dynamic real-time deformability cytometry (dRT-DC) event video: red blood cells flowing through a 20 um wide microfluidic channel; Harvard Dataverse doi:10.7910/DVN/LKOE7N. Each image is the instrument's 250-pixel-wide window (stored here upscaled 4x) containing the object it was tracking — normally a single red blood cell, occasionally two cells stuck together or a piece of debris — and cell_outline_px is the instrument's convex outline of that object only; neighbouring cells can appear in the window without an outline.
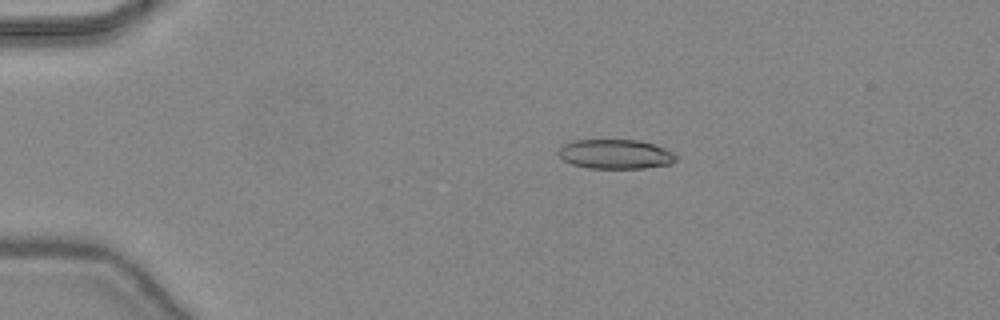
{"species": "common noctule bat (a hibernating species)", "species_latin": "Nyctalus noctula", "temperature_condition": "warm", "stored_images_in_passage": 47, "camera_frame_rate_fps": 3000, "um_per_image_px": 0.085, "animal": {"sex": "female", "body_mass_g": 24.6, "forearm_length_mm": 56.2}, "frame": {"image": 1, "passage_image": 10, "time_ms": 3.0, "image_size_px": [1000, 320], "cell_outline_px": [[676, 160], [668, 164], [644, 168], [588, 168], [572, 164], [564, 160], [556, 152], [564, 144], [572, 140], [640, 140], [664, 148], [672, 152], [676, 156]], "centroid_in_image_um": [52.28, 13.1], "position_along_channel_um": 32.7, "area_um2": 20.06}}
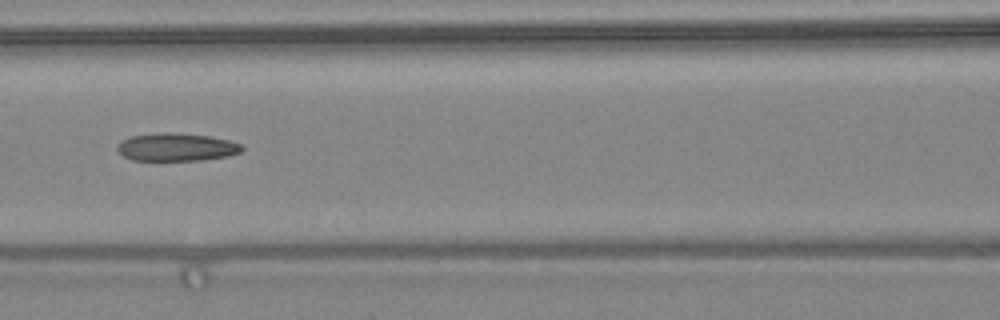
{"frame": {"image": 2, "passage_image": 22, "time_ms": 7.0, "image_size_px": [1000, 320], "cell_outline_px": [[244, 148], [240, 152], [228, 156], [204, 160], [132, 160], [124, 156], [116, 148], [120, 140], [132, 136], [164, 132], [208, 136], [228, 140], [240, 144]], "centroid_in_image_um": [14.99, 12.51], "position_along_channel_um": 151.6, "area_um2": 20.06}}
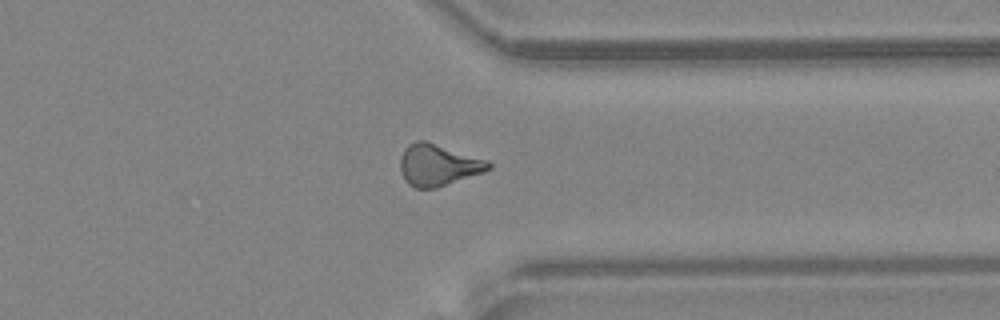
{"frame": {"image": 3, "passage_image": 37, "time_ms": 12.0, "image_size_px": [1000, 320], "cell_outline_px": [[492, 168], [484, 172], [436, 188], [416, 188], [408, 184], [400, 168], [400, 156], [404, 148], [408, 144], [416, 140], [424, 140], [488, 160], [492, 164]], "centroid_in_image_um": [37.24, 14.02], "position_along_channel_um": 374.2, "area_um2": 21.39}, "authors_computed_cell_mechanics": {"area_um2": 20.6346, "velocity_mm_per_s": 4.4798, "shape_relaxation_time_tau1_ms": null, "shape_relaxation_time_tau2_ms": 2.2747, "deformation_change_tau1": null, "deformation_change_tau2": 0.1112}}